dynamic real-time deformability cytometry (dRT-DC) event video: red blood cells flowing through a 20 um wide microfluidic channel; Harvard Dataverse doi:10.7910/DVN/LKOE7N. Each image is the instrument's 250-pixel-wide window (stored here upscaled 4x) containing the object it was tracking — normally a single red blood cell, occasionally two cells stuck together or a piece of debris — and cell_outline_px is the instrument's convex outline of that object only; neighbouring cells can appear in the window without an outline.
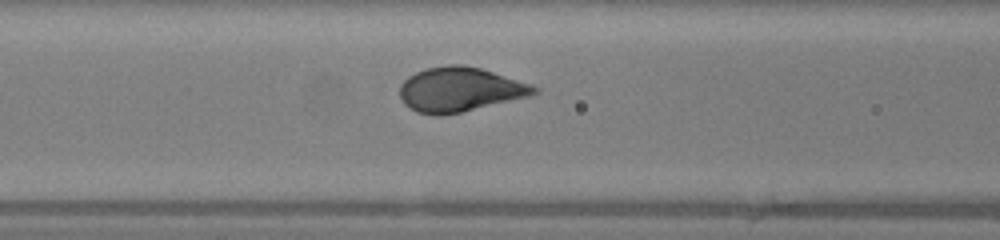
{"species": "human", "species_latin": "Homo sapiens", "temperature_condition": "warm", "stored_images_in_passage": 47, "camera_frame_rate_fps": 3000, "um_per_image_px": 0.085, "donor": {"sex": "female"}, "frame": {"image": 1, "passage_image": 18, "time_ms": 5.667, "image_size_px": [1000, 240], "cell_outline_px": [[540, 92], [532, 96], [460, 112], [440, 116], [436, 116], [416, 112], [404, 104], [400, 96], [400, 84], [408, 76], [416, 72], [428, 68], [448, 64], [464, 64], [480, 68], [532, 84], [540, 88]], "centroid_in_image_um": [39.11, 7.61], "position_along_channel_um": 127.5, "area_um2": 35.03}}
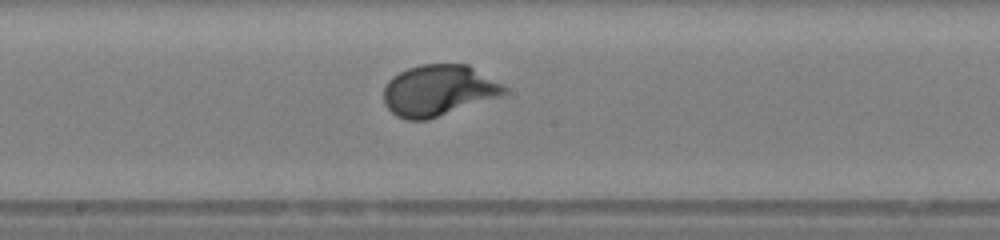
{"frame": {"image": 2, "passage_image": 24, "time_ms": 7.667, "image_size_px": [1000, 240], "cell_outline_px": [[508, 92], [428, 120], [408, 120], [396, 116], [384, 104], [384, 88], [388, 80], [392, 76], [408, 68], [420, 64], [468, 64], [508, 88]], "centroid_in_image_um": [37.22, 7.68], "position_along_channel_um": 211.0, "area_um2": 35.49}}
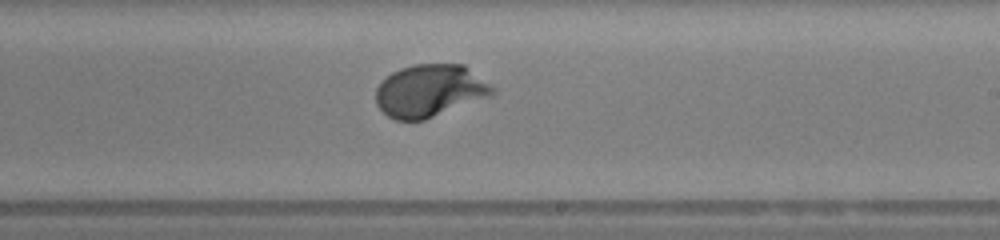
{"frame": {"image": 3, "passage_image": 27, "time_ms": 8.667, "image_size_px": [1000, 240], "cell_outline_px": [[496, 92], [492, 96], [424, 120], [396, 120], [388, 116], [376, 104], [376, 88], [392, 72], [400, 68], [416, 64], [464, 64], [496, 88]], "centroid_in_image_um": [36.57, 7.71], "position_along_channel_um": 252.4, "area_um2": 35.72}, "authors_computed_cell_mechanics": {"area_um2": 35.0268, "velocity_mm_per_s": 4.1834, "shape_relaxation_time_tau1_ms": 2.5646, "shape_relaxation_time_tau2_ms": null, "deformation_change_tau1": 0.1851, "deformation_change_tau2": null}}